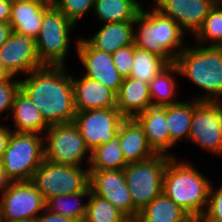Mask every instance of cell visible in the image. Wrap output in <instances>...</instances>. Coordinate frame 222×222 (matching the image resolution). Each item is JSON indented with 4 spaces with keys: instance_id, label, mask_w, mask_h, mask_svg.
<instances>
[{
    "instance_id": "obj_43",
    "label": "cell",
    "mask_w": 222,
    "mask_h": 222,
    "mask_svg": "<svg viewBox=\"0 0 222 222\" xmlns=\"http://www.w3.org/2000/svg\"><path fill=\"white\" fill-rule=\"evenodd\" d=\"M40 2H43L44 4L46 5H49V6H54L55 3L58 1V0H39Z\"/></svg>"
},
{
    "instance_id": "obj_42",
    "label": "cell",
    "mask_w": 222,
    "mask_h": 222,
    "mask_svg": "<svg viewBox=\"0 0 222 222\" xmlns=\"http://www.w3.org/2000/svg\"><path fill=\"white\" fill-rule=\"evenodd\" d=\"M13 76L5 67L4 63L0 60V80H5Z\"/></svg>"
},
{
    "instance_id": "obj_36",
    "label": "cell",
    "mask_w": 222,
    "mask_h": 222,
    "mask_svg": "<svg viewBox=\"0 0 222 222\" xmlns=\"http://www.w3.org/2000/svg\"><path fill=\"white\" fill-rule=\"evenodd\" d=\"M116 69L123 78L131 76L132 63L134 55V43L122 48L111 54Z\"/></svg>"
},
{
    "instance_id": "obj_17",
    "label": "cell",
    "mask_w": 222,
    "mask_h": 222,
    "mask_svg": "<svg viewBox=\"0 0 222 222\" xmlns=\"http://www.w3.org/2000/svg\"><path fill=\"white\" fill-rule=\"evenodd\" d=\"M76 111L116 107V93L86 76L72 77Z\"/></svg>"
},
{
    "instance_id": "obj_48",
    "label": "cell",
    "mask_w": 222,
    "mask_h": 222,
    "mask_svg": "<svg viewBox=\"0 0 222 222\" xmlns=\"http://www.w3.org/2000/svg\"><path fill=\"white\" fill-rule=\"evenodd\" d=\"M216 47L222 51V40L220 41V43Z\"/></svg>"
},
{
    "instance_id": "obj_46",
    "label": "cell",
    "mask_w": 222,
    "mask_h": 222,
    "mask_svg": "<svg viewBox=\"0 0 222 222\" xmlns=\"http://www.w3.org/2000/svg\"><path fill=\"white\" fill-rule=\"evenodd\" d=\"M123 222H139V220L137 217H135V218H127Z\"/></svg>"
},
{
    "instance_id": "obj_41",
    "label": "cell",
    "mask_w": 222,
    "mask_h": 222,
    "mask_svg": "<svg viewBox=\"0 0 222 222\" xmlns=\"http://www.w3.org/2000/svg\"><path fill=\"white\" fill-rule=\"evenodd\" d=\"M10 183H11V181L7 177V175L4 171V167L2 166V164L0 162V191H1V193L7 189V187L10 185Z\"/></svg>"
},
{
    "instance_id": "obj_6",
    "label": "cell",
    "mask_w": 222,
    "mask_h": 222,
    "mask_svg": "<svg viewBox=\"0 0 222 222\" xmlns=\"http://www.w3.org/2000/svg\"><path fill=\"white\" fill-rule=\"evenodd\" d=\"M43 136L12 131L1 164L11 182L31 181L44 160Z\"/></svg>"
},
{
    "instance_id": "obj_1",
    "label": "cell",
    "mask_w": 222,
    "mask_h": 222,
    "mask_svg": "<svg viewBox=\"0 0 222 222\" xmlns=\"http://www.w3.org/2000/svg\"><path fill=\"white\" fill-rule=\"evenodd\" d=\"M65 66L35 69L20 80V89L38 107L49 124L70 123L76 114L72 75Z\"/></svg>"
},
{
    "instance_id": "obj_16",
    "label": "cell",
    "mask_w": 222,
    "mask_h": 222,
    "mask_svg": "<svg viewBox=\"0 0 222 222\" xmlns=\"http://www.w3.org/2000/svg\"><path fill=\"white\" fill-rule=\"evenodd\" d=\"M219 0H154L153 6L175 21L181 29L195 35Z\"/></svg>"
},
{
    "instance_id": "obj_8",
    "label": "cell",
    "mask_w": 222,
    "mask_h": 222,
    "mask_svg": "<svg viewBox=\"0 0 222 222\" xmlns=\"http://www.w3.org/2000/svg\"><path fill=\"white\" fill-rule=\"evenodd\" d=\"M43 160L35 171L32 182L45 202L55 196L69 195L79 191H91L89 169Z\"/></svg>"
},
{
    "instance_id": "obj_18",
    "label": "cell",
    "mask_w": 222,
    "mask_h": 222,
    "mask_svg": "<svg viewBox=\"0 0 222 222\" xmlns=\"http://www.w3.org/2000/svg\"><path fill=\"white\" fill-rule=\"evenodd\" d=\"M117 134L128 164L148 160L157 154L149 145L143 126L136 118H124Z\"/></svg>"
},
{
    "instance_id": "obj_32",
    "label": "cell",
    "mask_w": 222,
    "mask_h": 222,
    "mask_svg": "<svg viewBox=\"0 0 222 222\" xmlns=\"http://www.w3.org/2000/svg\"><path fill=\"white\" fill-rule=\"evenodd\" d=\"M127 217L108 200L90 193L84 222H123Z\"/></svg>"
},
{
    "instance_id": "obj_34",
    "label": "cell",
    "mask_w": 222,
    "mask_h": 222,
    "mask_svg": "<svg viewBox=\"0 0 222 222\" xmlns=\"http://www.w3.org/2000/svg\"><path fill=\"white\" fill-rule=\"evenodd\" d=\"M199 222H222V186L215 189L211 183L206 210Z\"/></svg>"
},
{
    "instance_id": "obj_10",
    "label": "cell",
    "mask_w": 222,
    "mask_h": 222,
    "mask_svg": "<svg viewBox=\"0 0 222 222\" xmlns=\"http://www.w3.org/2000/svg\"><path fill=\"white\" fill-rule=\"evenodd\" d=\"M188 141L222 157V101H197Z\"/></svg>"
},
{
    "instance_id": "obj_24",
    "label": "cell",
    "mask_w": 222,
    "mask_h": 222,
    "mask_svg": "<svg viewBox=\"0 0 222 222\" xmlns=\"http://www.w3.org/2000/svg\"><path fill=\"white\" fill-rule=\"evenodd\" d=\"M139 222H199L164 193L158 195L137 216Z\"/></svg>"
},
{
    "instance_id": "obj_25",
    "label": "cell",
    "mask_w": 222,
    "mask_h": 222,
    "mask_svg": "<svg viewBox=\"0 0 222 222\" xmlns=\"http://www.w3.org/2000/svg\"><path fill=\"white\" fill-rule=\"evenodd\" d=\"M94 13L102 23L135 21L142 6L137 0H94Z\"/></svg>"
},
{
    "instance_id": "obj_27",
    "label": "cell",
    "mask_w": 222,
    "mask_h": 222,
    "mask_svg": "<svg viewBox=\"0 0 222 222\" xmlns=\"http://www.w3.org/2000/svg\"><path fill=\"white\" fill-rule=\"evenodd\" d=\"M120 137L115 135L108 143L97 146L88 155L89 170L123 169L128 163L120 148Z\"/></svg>"
},
{
    "instance_id": "obj_20",
    "label": "cell",
    "mask_w": 222,
    "mask_h": 222,
    "mask_svg": "<svg viewBox=\"0 0 222 222\" xmlns=\"http://www.w3.org/2000/svg\"><path fill=\"white\" fill-rule=\"evenodd\" d=\"M143 126L149 145L157 154L171 155L166 106H152L135 117Z\"/></svg>"
},
{
    "instance_id": "obj_14",
    "label": "cell",
    "mask_w": 222,
    "mask_h": 222,
    "mask_svg": "<svg viewBox=\"0 0 222 222\" xmlns=\"http://www.w3.org/2000/svg\"><path fill=\"white\" fill-rule=\"evenodd\" d=\"M76 42L78 59L85 68V73L82 75L101 82L117 94L124 78L116 69L112 55L95 49L84 38Z\"/></svg>"
},
{
    "instance_id": "obj_22",
    "label": "cell",
    "mask_w": 222,
    "mask_h": 222,
    "mask_svg": "<svg viewBox=\"0 0 222 222\" xmlns=\"http://www.w3.org/2000/svg\"><path fill=\"white\" fill-rule=\"evenodd\" d=\"M15 132H26L44 135L50 125L44 120L38 107L20 89L12 106Z\"/></svg>"
},
{
    "instance_id": "obj_39",
    "label": "cell",
    "mask_w": 222,
    "mask_h": 222,
    "mask_svg": "<svg viewBox=\"0 0 222 222\" xmlns=\"http://www.w3.org/2000/svg\"><path fill=\"white\" fill-rule=\"evenodd\" d=\"M11 5L10 0H0V23H9Z\"/></svg>"
},
{
    "instance_id": "obj_40",
    "label": "cell",
    "mask_w": 222,
    "mask_h": 222,
    "mask_svg": "<svg viewBox=\"0 0 222 222\" xmlns=\"http://www.w3.org/2000/svg\"><path fill=\"white\" fill-rule=\"evenodd\" d=\"M12 32L13 31L9 23H0V47L8 40Z\"/></svg>"
},
{
    "instance_id": "obj_47",
    "label": "cell",
    "mask_w": 222,
    "mask_h": 222,
    "mask_svg": "<svg viewBox=\"0 0 222 222\" xmlns=\"http://www.w3.org/2000/svg\"><path fill=\"white\" fill-rule=\"evenodd\" d=\"M0 222H4V221H3V213H2V202H1V199H0Z\"/></svg>"
},
{
    "instance_id": "obj_45",
    "label": "cell",
    "mask_w": 222,
    "mask_h": 222,
    "mask_svg": "<svg viewBox=\"0 0 222 222\" xmlns=\"http://www.w3.org/2000/svg\"><path fill=\"white\" fill-rule=\"evenodd\" d=\"M13 222H37V218L26 219V220H20V221H13Z\"/></svg>"
},
{
    "instance_id": "obj_29",
    "label": "cell",
    "mask_w": 222,
    "mask_h": 222,
    "mask_svg": "<svg viewBox=\"0 0 222 222\" xmlns=\"http://www.w3.org/2000/svg\"><path fill=\"white\" fill-rule=\"evenodd\" d=\"M90 193L91 191H79L69 195L65 194L51 197L45 202L46 209L55 214L68 217L76 222H82L86 216L87 203H80V198H84L85 196L89 197ZM71 200H73L74 203L73 201L71 202Z\"/></svg>"
},
{
    "instance_id": "obj_44",
    "label": "cell",
    "mask_w": 222,
    "mask_h": 222,
    "mask_svg": "<svg viewBox=\"0 0 222 222\" xmlns=\"http://www.w3.org/2000/svg\"><path fill=\"white\" fill-rule=\"evenodd\" d=\"M12 3H21V2H31V1H39V0H10Z\"/></svg>"
},
{
    "instance_id": "obj_28",
    "label": "cell",
    "mask_w": 222,
    "mask_h": 222,
    "mask_svg": "<svg viewBox=\"0 0 222 222\" xmlns=\"http://www.w3.org/2000/svg\"><path fill=\"white\" fill-rule=\"evenodd\" d=\"M174 74L179 75L178 68L174 63L169 64L149 83L153 106H166L179 102L174 99L177 94Z\"/></svg>"
},
{
    "instance_id": "obj_5",
    "label": "cell",
    "mask_w": 222,
    "mask_h": 222,
    "mask_svg": "<svg viewBox=\"0 0 222 222\" xmlns=\"http://www.w3.org/2000/svg\"><path fill=\"white\" fill-rule=\"evenodd\" d=\"M172 157L175 156L156 154L148 160L129 163L123 168L133 201V218L163 193L164 172Z\"/></svg>"
},
{
    "instance_id": "obj_11",
    "label": "cell",
    "mask_w": 222,
    "mask_h": 222,
    "mask_svg": "<svg viewBox=\"0 0 222 222\" xmlns=\"http://www.w3.org/2000/svg\"><path fill=\"white\" fill-rule=\"evenodd\" d=\"M125 117L116 107L76 111L77 125L90 152L97 146L108 143L118 133Z\"/></svg>"
},
{
    "instance_id": "obj_13",
    "label": "cell",
    "mask_w": 222,
    "mask_h": 222,
    "mask_svg": "<svg viewBox=\"0 0 222 222\" xmlns=\"http://www.w3.org/2000/svg\"><path fill=\"white\" fill-rule=\"evenodd\" d=\"M91 192L113 204L127 218H133V201L123 169L89 170Z\"/></svg>"
},
{
    "instance_id": "obj_37",
    "label": "cell",
    "mask_w": 222,
    "mask_h": 222,
    "mask_svg": "<svg viewBox=\"0 0 222 222\" xmlns=\"http://www.w3.org/2000/svg\"><path fill=\"white\" fill-rule=\"evenodd\" d=\"M44 212L37 217V222H76L63 215L55 214L46 208Z\"/></svg>"
},
{
    "instance_id": "obj_30",
    "label": "cell",
    "mask_w": 222,
    "mask_h": 222,
    "mask_svg": "<svg viewBox=\"0 0 222 222\" xmlns=\"http://www.w3.org/2000/svg\"><path fill=\"white\" fill-rule=\"evenodd\" d=\"M169 64L160 56L147 50L137 48L134 44V55L131 76L150 83Z\"/></svg>"
},
{
    "instance_id": "obj_7",
    "label": "cell",
    "mask_w": 222,
    "mask_h": 222,
    "mask_svg": "<svg viewBox=\"0 0 222 222\" xmlns=\"http://www.w3.org/2000/svg\"><path fill=\"white\" fill-rule=\"evenodd\" d=\"M74 25L54 6L44 9L41 29L35 39L36 54L42 65L64 66Z\"/></svg>"
},
{
    "instance_id": "obj_31",
    "label": "cell",
    "mask_w": 222,
    "mask_h": 222,
    "mask_svg": "<svg viewBox=\"0 0 222 222\" xmlns=\"http://www.w3.org/2000/svg\"><path fill=\"white\" fill-rule=\"evenodd\" d=\"M197 44L204 46H217L222 40V1H218L210 10L201 28L194 35ZM210 44H209V43Z\"/></svg>"
},
{
    "instance_id": "obj_26",
    "label": "cell",
    "mask_w": 222,
    "mask_h": 222,
    "mask_svg": "<svg viewBox=\"0 0 222 222\" xmlns=\"http://www.w3.org/2000/svg\"><path fill=\"white\" fill-rule=\"evenodd\" d=\"M190 102V103H189ZM194 100L166 105L167 125L170 133V148L180 139H187L191 130Z\"/></svg>"
},
{
    "instance_id": "obj_35",
    "label": "cell",
    "mask_w": 222,
    "mask_h": 222,
    "mask_svg": "<svg viewBox=\"0 0 222 222\" xmlns=\"http://www.w3.org/2000/svg\"><path fill=\"white\" fill-rule=\"evenodd\" d=\"M20 90V79L13 77L0 80V114L11 112L16 93ZM10 110V111H9Z\"/></svg>"
},
{
    "instance_id": "obj_15",
    "label": "cell",
    "mask_w": 222,
    "mask_h": 222,
    "mask_svg": "<svg viewBox=\"0 0 222 222\" xmlns=\"http://www.w3.org/2000/svg\"><path fill=\"white\" fill-rule=\"evenodd\" d=\"M0 60L16 77L22 74L26 76L43 66L36 54L35 39L23 33L10 34L8 40L0 47Z\"/></svg>"
},
{
    "instance_id": "obj_2",
    "label": "cell",
    "mask_w": 222,
    "mask_h": 222,
    "mask_svg": "<svg viewBox=\"0 0 222 222\" xmlns=\"http://www.w3.org/2000/svg\"><path fill=\"white\" fill-rule=\"evenodd\" d=\"M211 183L208 178L189 162L172 157L164 172L163 193L185 210L193 219L199 220L208 203Z\"/></svg>"
},
{
    "instance_id": "obj_9",
    "label": "cell",
    "mask_w": 222,
    "mask_h": 222,
    "mask_svg": "<svg viewBox=\"0 0 222 222\" xmlns=\"http://www.w3.org/2000/svg\"><path fill=\"white\" fill-rule=\"evenodd\" d=\"M43 137L44 159L49 162L81 166L90 153L74 122L50 125Z\"/></svg>"
},
{
    "instance_id": "obj_19",
    "label": "cell",
    "mask_w": 222,
    "mask_h": 222,
    "mask_svg": "<svg viewBox=\"0 0 222 222\" xmlns=\"http://www.w3.org/2000/svg\"><path fill=\"white\" fill-rule=\"evenodd\" d=\"M152 106L148 83L133 77L123 79L116 94V108L125 118H135Z\"/></svg>"
},
{
    "instance_id": "obj_38",
    "label": "cell",
    "mask_w": 222,
    "mask_h": 222,
    "mask_svg": "<svg viewBox=\"0 0 222 222\" xmlns=\"http://www.w3.org/2000/svg\"><path fill=\"white\" fill-rule=\"evenodd\" d=\"M12 130L6 125H0V162L7 149Z\"/></svg>"
},
{
    "instance_id": "obj_3",
    "label": "cell",
    "mask_w": 222,
    "mask_h": 222,
    "mask_svg": "<svg viewBox=\"0 0 222 222\" xmlns=\"http://www.w3.org/2000/svg\"><path fill=\"white\" fill-rule=\"evenodd\" d=\"M136 25L139 26L134 31L135 46L162 57L168 64H173L186 47L182 39L186 33L155 7L150 12L142 7L135 18L134 26Z\"/></svg>"
},
{
    "instance_id": "obj_12",
    "label": "cell",
    "mask_w": 222,
    "mask_h": 222,
    "mask_svg": "<svg viewBox=\"0 0 222 222\" xmlns=\"http://www.w3.org/2000/svg\"><path fill=\"white\" fill-rule=\"evenodd\" d=\"M0 199L4 222L37 218L46 208L45 200L32 181L11 182Z\"/></svg>"
},
{
    "instance_id": "obj_23",
    "label": "cell",
    "mask_w": 222,
    "mask_h": 222,
    "mask_svg": "<svg viewBox=\"0 0 222 222\" xmlns=\"http://www.w3.org/2000/svg\"><path fill=\"white\" fill-rule=\"evenodd\" d=\"M40 1L12 3L9 24L14 33H23L36 39L41 29L44 9Z\"/></svg>"
},
{
    "instance_id": "obj_33",
    "label": "cell",
    "mask_w": 222,
    "mask_h": 222,
    "mask_svg": "<svg viewBox=\"0 0 222 222\" xmlns=\"http://www.w3.org/2000/svg\"><path fill=\"white\" fill-rule=\"evenodd\" d=\"M94 0H58L54 7L74 24L93 8Z\"/></svg>"
},
{
    "instance_id": "obj_4",
    "label": "cell",
    "mask_w": 222,
    "mask_h": 222,
    "mask_svg": "<svg viewBox=\"0 0 222 222\" xmlns=\"http://www.w3.org/2000/svg\"><path fill=\"white\" fill-rule=\"evenodd\" d=\"M179 75L189 79L206 95L197 101H220L222 98V51L216 46L186 47L175 58ZM219 96V97H218ZM222 101V99H221Z\"/></svg>"
},
{
    "instance_id": "obj_21",
    "label": "cell",
    "mask_w": 222,
    "mask_h": 222,
    "mask_svg": "<svg viewBox=\"0 0 222 222\" xmlns=\"http://www.w3.org/2000/svg\"><path fill=\"white\" fill-rule=\"evenodd\" d=\"M134 21L104 23L96 34L86 39L95 49L114 53L134 43Z\"/></svg>"
}]
</instances>
